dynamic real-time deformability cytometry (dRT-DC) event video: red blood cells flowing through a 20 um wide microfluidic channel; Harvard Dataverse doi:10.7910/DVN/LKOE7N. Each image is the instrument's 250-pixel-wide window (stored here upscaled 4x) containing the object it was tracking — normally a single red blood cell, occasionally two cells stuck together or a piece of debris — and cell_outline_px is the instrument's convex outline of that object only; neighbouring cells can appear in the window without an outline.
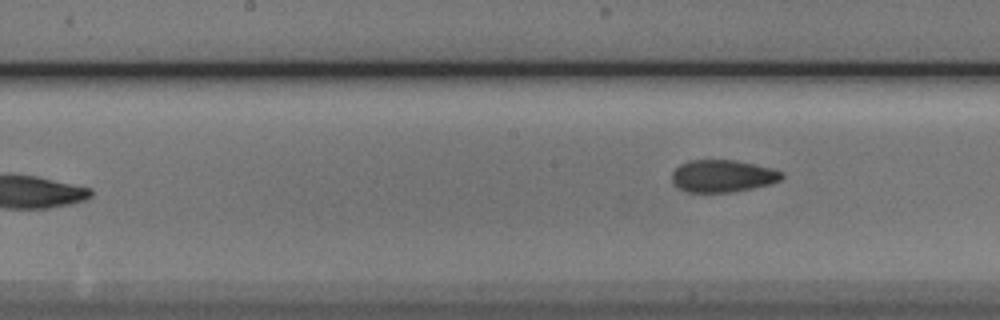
{"species": "Egyptian fruit bat (a non-hibernating species)", "species_latin": "Rousettus aegyptiacus", "temperature_condition": "cold", "stored_images_in_passage": 7, "camera_frame_rate_fps": 3000, "um_per_image_px": 0.085, "animal": {"sex": "male"}, "frame": {"image": 1, "passage_image": 7, "time_ms": 7.0, "image_size_px": [1000, 320], "cell_outline_px": [[784, 176], [780, 180], [768, 184], [752, 188], [732, 192], [688, 192], [680, 188], [672, 180], [672, 172], [680, 164], [688, 160], [736, 160], [772, 168], [784, 172]], "centroid_in_image_um": [61.43, 14.95], "position_along_channel_um": 186.8, "area_um2": 20.58}}